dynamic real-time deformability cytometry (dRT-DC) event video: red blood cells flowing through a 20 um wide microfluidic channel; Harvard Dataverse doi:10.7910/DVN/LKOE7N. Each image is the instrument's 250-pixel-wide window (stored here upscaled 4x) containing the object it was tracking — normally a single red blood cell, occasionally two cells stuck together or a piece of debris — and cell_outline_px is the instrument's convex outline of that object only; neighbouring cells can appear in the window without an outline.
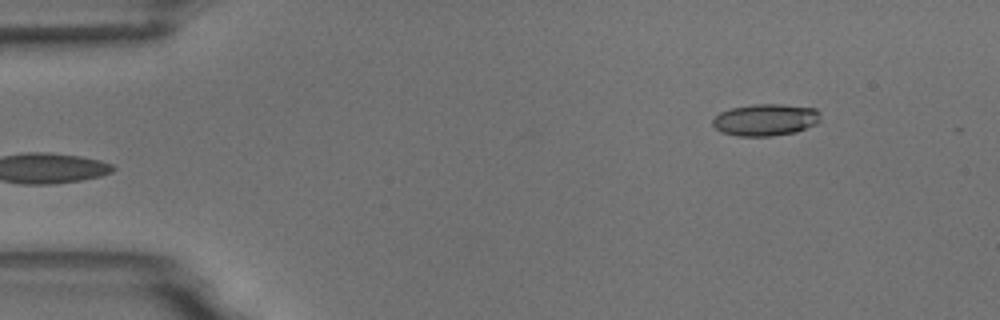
{"species": "common noctule bat (a hibernating species)", "species_latin": "Nyctalus noctula", "temperature_condition": "room temperature", "stored_images_in_passage": 3, "segment_of_instrument_passage": [2, 2], "camera_frame_rate_fps": 3000, "um_per_image_px": 0.085, "animal": {"sex": "male", "body_mass_g": 18.8}, "frame": {"image": 1, "passage_image": 3, "time_ms": 2.333, "image_size_px": [1000, 320], "cell_outline_px": [[820, 120], [816, 124], [796, 132], [772, 136], [736, 136], [720, 132], [712, 124], [712, 120], [720, 112], [732, 108], [756, 104], [780, 104], [816, 108], [820, 112]], "centroid_in_image_um": [65.08, 10.19], "position_along_channel_um": 19.9, "area_um2": 20.11}}